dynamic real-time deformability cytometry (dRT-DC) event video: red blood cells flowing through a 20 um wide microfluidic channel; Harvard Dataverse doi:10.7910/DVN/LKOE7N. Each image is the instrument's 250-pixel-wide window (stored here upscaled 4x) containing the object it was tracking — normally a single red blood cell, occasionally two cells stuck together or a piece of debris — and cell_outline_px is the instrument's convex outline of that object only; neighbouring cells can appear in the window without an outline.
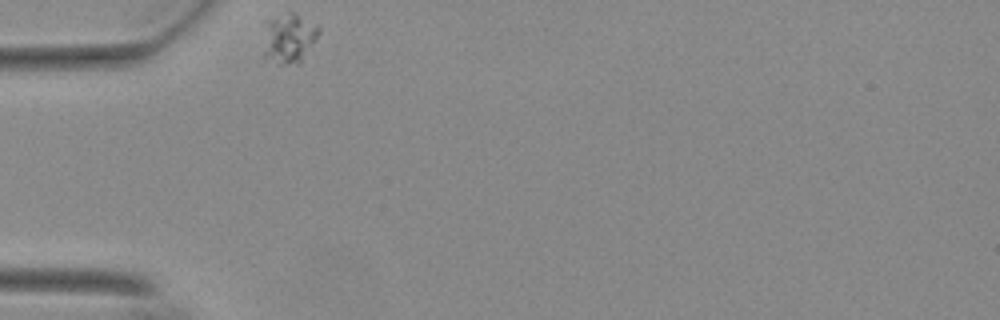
{"species": "Egyptian fruit bat (a non-hibernating species)", "species_latin": "Rousettus aegyptiacus", "temperature_condition": "warm", "stored_images_in_passage": 36, "camera_frame_rate_fps": 3000, "um_per_image_px": 0.085, "animal": {"sex": "female"}, "frame": {"image": 1, "passage_image": 1, "time_ms": 0.0, "image_size_px": [1000, 320], "cell_outline_px": [[320, 32], [316, 40], [300, 64], [280, 64], [264, 60], [260, 24], [264, 20], [292, 12], [296, 12], [316, 24], [320, 28]], "centroid_in_image_um": [24.48, 3.25], "position_along_channel_um": 60.5, "area_um2": 17.11}}
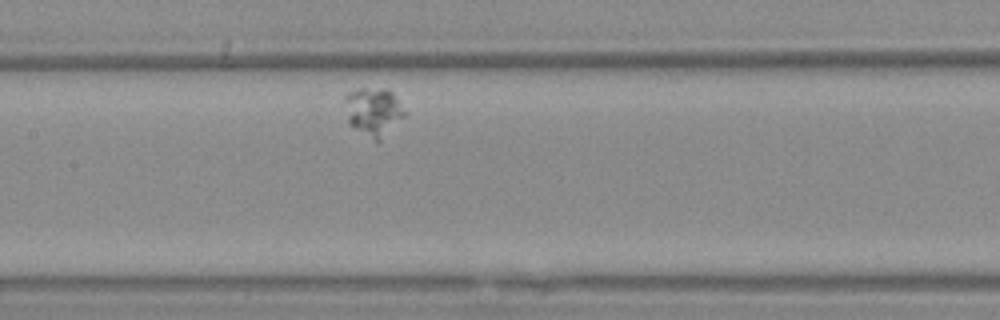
{"frame": {"image": 2, "passage_image": 14, "time_ms": 4.333, "image_size_px": [1000, 320], "cell_outline_px": [[408, 112], [376, 144], [352, 128], [348, 124], [344, 96], [348, 92], [360, 88], [388, 88], [392, 92]], "centroid_in_image_um": [31.73, 9.5], "position_along_channel_um": 175.7, "area_um2": 17.28}}
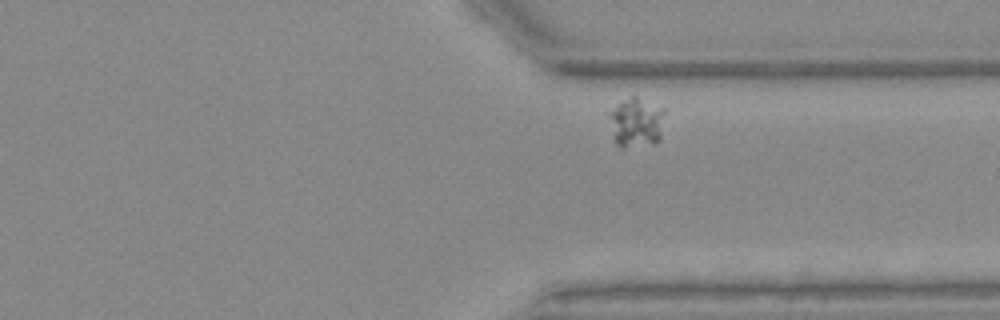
{"frame": {"image": 3, "passage_image": 32, "time_ms": 10.333, "image_size_px": [1000, 320], "cell_outline_px": [[664, 112], [660, 140], [656, 144], [624, 148], [620, 148], [616, 144], [604, 112], [616, 104], [632, 96], [636, 96], [664, 108]], "centroid_in_image_um": [54.01, 10.41], "position_along_channel_um": 357.4, "area_um2": 16.76}}